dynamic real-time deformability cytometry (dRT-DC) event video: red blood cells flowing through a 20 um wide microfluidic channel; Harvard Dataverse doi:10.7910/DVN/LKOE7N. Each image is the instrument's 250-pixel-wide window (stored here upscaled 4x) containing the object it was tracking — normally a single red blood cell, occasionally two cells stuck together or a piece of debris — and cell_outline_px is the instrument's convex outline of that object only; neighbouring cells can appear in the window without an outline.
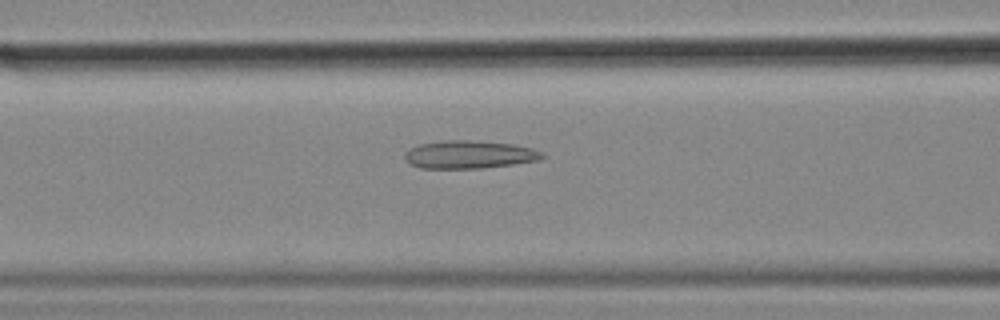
{"species": "common noctule bat (a hibernating species)", "species_latin": "Nyctalus noctula", "temperature_condition": "cold", "stored_images_in_passage": 32, "camera_frame_rate_fps": 3000, "um_per_image_px": 0.085, "animal": {"sex": "female", "body_mass_g": 18.4}, "frame": {"image": 1, "passage_image": 6, "time_ms": 1.667, "image_size_px": [1000, 320], "cell_outline_px": [[544, 156], [540, 160], [484, 168], [420, 168], [408, 164], [404, 160], [404, 152], [420, 144], [444, 140], [468, 140], [512, 144], [532, 148], [544, 152]], "centroid_in_image_um": [39.86, 13.14], "position_along_channel_um": 126.7, "area_um2": 22.43}}
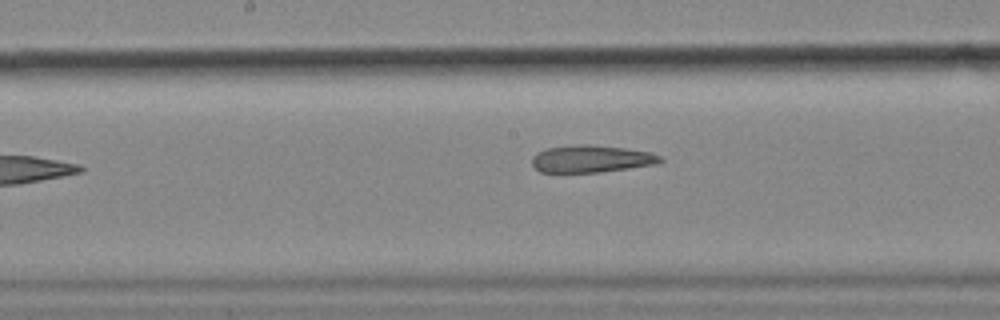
{"frame": {"image": 2, "passage_image": 12, "time_ms": 3.667, "image_size_px": [1000, 320], "cell_outline_px": [[664, 160], [656, 164], [600, 172], [540, 172], [532, 164], [532, 156], [536, 152], [548, 148], [580, 144], [592, 144], [624, 148], [652, 152], [660, 156]], "centroid_in_image_um": [50.26, 13.49], "position_along_channel_um": 197.9, "area_um2": 20.35}}
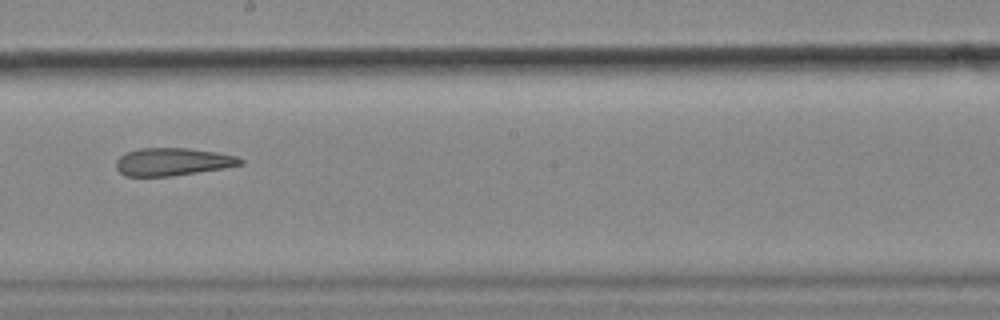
{"frame": {"image": 3, "passage_image": 15, "time_ms": 4.667, "image_size_px": [1000, 320], "cell_outline_px": [[244, 164], [224, 168], [172, 176], [124, 176], [116, 168], [116, 160], [120, 156], [128, 152], [140, 148], [188, 148], [216, 152], [236, 156], [244, 160]], "centroid_in_image_um": [14.68, 13.75], "position_along_channel_um": 233.5, "area_um2": 20.06}, "authors_computed_cell_mechanics": {"area_um2": 21.2415, "velocity_mm_per_s": 3.5764, "shape_relaxation_time_tau1_ms": null, "shape_relaxation_time_tau2_ms": 6.4165, "deformation_change_tau1": null, "deformation_change_tau2": 0.176}}